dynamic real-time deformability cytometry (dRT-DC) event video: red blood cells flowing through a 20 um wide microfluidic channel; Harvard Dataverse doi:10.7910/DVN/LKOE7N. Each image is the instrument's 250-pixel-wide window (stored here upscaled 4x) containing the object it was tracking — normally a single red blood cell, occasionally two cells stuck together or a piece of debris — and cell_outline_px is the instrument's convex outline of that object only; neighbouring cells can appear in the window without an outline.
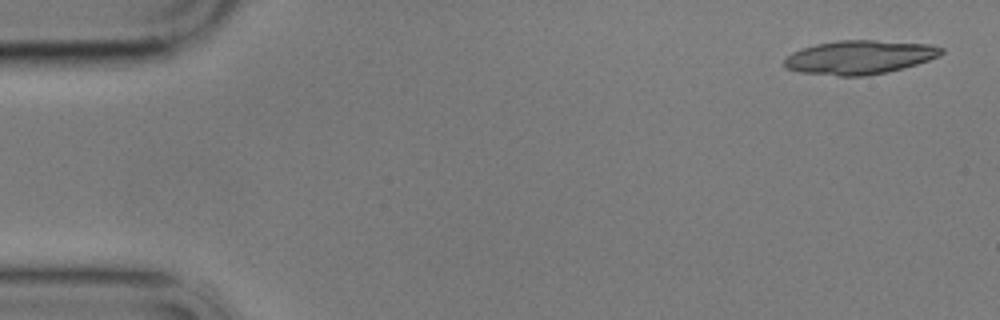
{"species": "common noctule bat (a hibernating species)", "species_latin": "Nyctalus noctula", "temperature_condition": "cold", "stored_images_in_passage": 2, "camera_frame_rate_fps": 3000, "um_per_image_px": 0.085, "animal": {"sex": "male", "body_mass_g": 17.9}, "frame": {"image": 1, "passage_image": 1, "time_ms": 0.0, "image_size_px": [1000, 320], "cell_outline_px": [[944, 52], [940, 56], [916, 64], [888, 72], [864, 76], [836, 76], [800, 72], [784, 68], [784, 60], [792, 52], [800, 48], [816, 44], [836, 40], [876, 40], [928, 44], [944, 48]], "centroid_in_image_um": [73.04, 4.86], "position_along_channel_um": 12.0, "area_um2": 31.1}}